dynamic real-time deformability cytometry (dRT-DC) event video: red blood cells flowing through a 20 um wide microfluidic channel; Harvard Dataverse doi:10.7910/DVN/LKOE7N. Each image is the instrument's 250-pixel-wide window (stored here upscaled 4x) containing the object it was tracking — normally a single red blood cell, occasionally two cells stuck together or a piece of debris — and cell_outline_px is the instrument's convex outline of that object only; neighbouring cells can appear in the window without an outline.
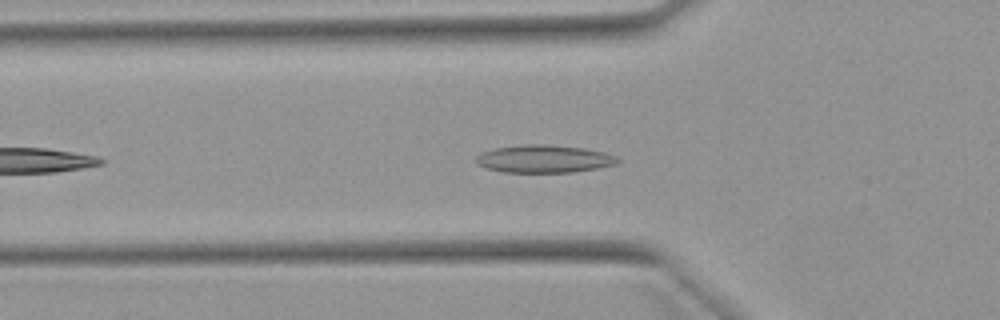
{"species": "Egyptian fruit bat (a non-hibernating species)", "species_latin": "Rousettus aegyptiacus", "temperature_condition": "warm", "stored_images_in_passage": 19, "camera_frame_rate_fps": 3000, "um_per_image_px": 0.085, "animal": {"sex": "female"}, "frame": {"image": 1, "passage_image": 7, "time_ms": 2.0, "image_size_px": [1000, 320], "cell_outline_px": [[620, 160], [616, 164], [596, 168], [572, 172], [504, 172], [484, 168], [476, 164], [476, 156], [480, 152], [496, 148], [524, 144], [548, 144], [584, 148], [604, 152], [616, 156]], "centroid_in_image_um": [46.21, 13.5], "position_along_channel_um": 79.6, "area_um2": 22.95}}
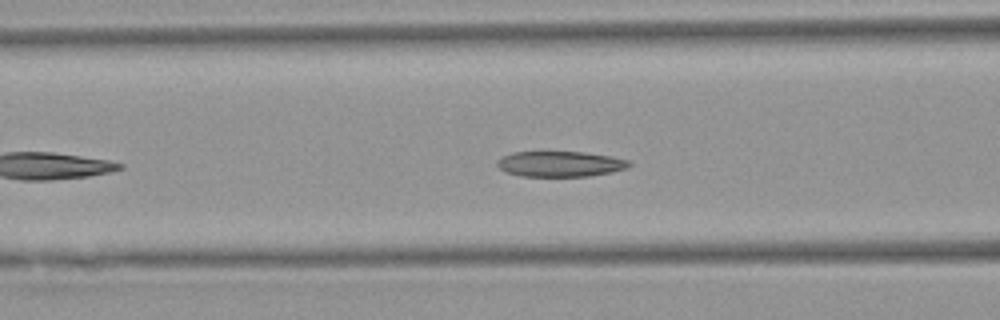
{"frame": {"image": 2, "passage_image": 10, "time_ms": 3.0, "image_size_px": [1000, 320], "cell_outline_px": [[632, 164], [628, 168], [612, 172], [588, 176], [520, 176], [504, 172], [496, 164], [496, 160], [512, 152], [584, 152], [612, 156], [628, 160]], "centroid_in_image_um": [47.62, 13.94], "position_along_channel_um": 119.0, "area_um2": 19.71}}
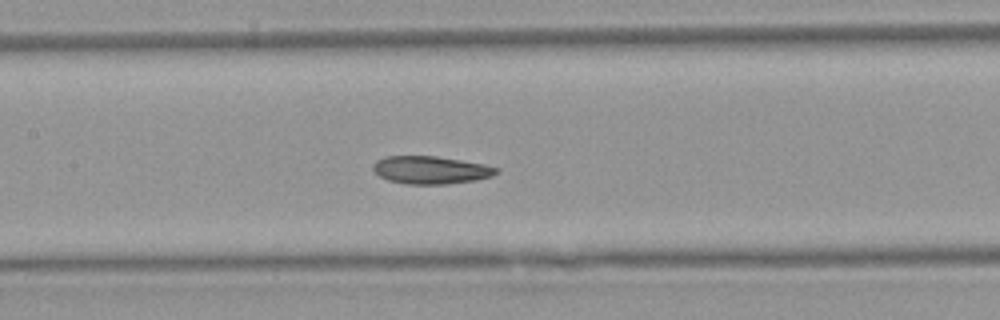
{"frame": {"image": 3, "passage_image": 14, "time_ms": 4.333, "image_size_px": [1000, 320], "cell_outline_px": [[500, 172], [492, 176], [476, 180], [448, 184], [404, 184], [388, 180], [380, 176], [372, 168], [372, 164], [376, 160], [384, 156], [436, 156], [484, 164], [500, 168]], "centroid_in_image_um": [36.62, 14.45], "position_along_channel_um": 170.8, "area_um2": 20.11}}